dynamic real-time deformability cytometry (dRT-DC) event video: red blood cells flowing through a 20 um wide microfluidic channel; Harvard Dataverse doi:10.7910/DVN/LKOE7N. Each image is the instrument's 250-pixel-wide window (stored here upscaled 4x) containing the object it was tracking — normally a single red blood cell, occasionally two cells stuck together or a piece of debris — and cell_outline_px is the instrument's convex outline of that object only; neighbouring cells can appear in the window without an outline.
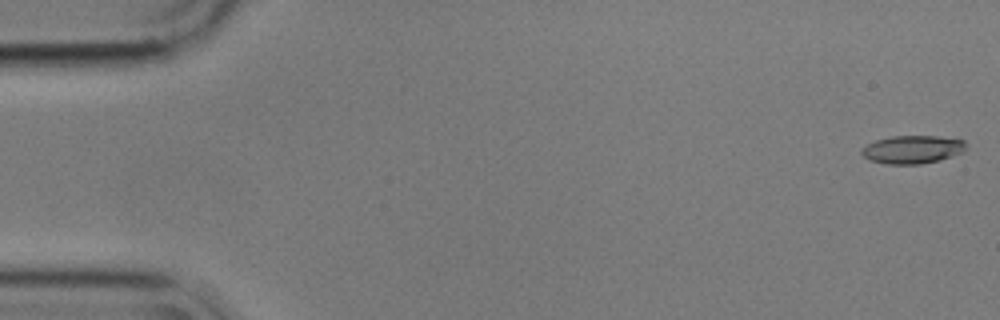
{"species": "common noctule bat (a hibernating species)", "species_latin": "Nyctalus noctula", "temperature_condition": "cold", "stored_images_in_passage": 13, "camera_frame_rate_fps": 3000, "um_per_image_px": 0.085, "animal": {"sex": "male", "body_mass_g": 17.9}, "frame": {"image": 1, "passage_image": 1, "time_ms": 0.0, "image_size_px": [1000, 320], "cell_outline_px": [[964, 148], [960, 152], [952, 156], [940, 160], [920, 164], [888, 164], [872, 160], [864, 156], [860, 152], [860, 148], [876, 140], [892, 136], [936, 136], [964, 140]], "centroid_in_image_um": [77.52, 12.7], "position_along_channel_um": 7.5, "area_um2": 16.82}}